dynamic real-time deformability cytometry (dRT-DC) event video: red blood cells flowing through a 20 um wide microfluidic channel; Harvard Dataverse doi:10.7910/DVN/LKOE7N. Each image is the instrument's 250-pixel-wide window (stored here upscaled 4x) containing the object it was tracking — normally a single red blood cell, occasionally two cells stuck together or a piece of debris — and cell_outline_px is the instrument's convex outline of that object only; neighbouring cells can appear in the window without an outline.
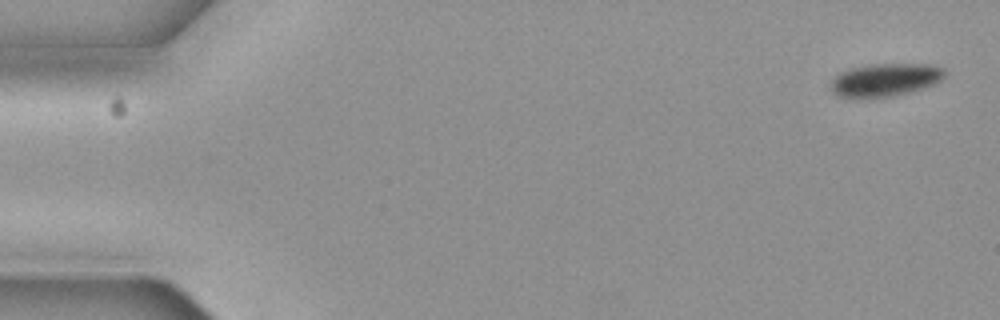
{"species": "common noctule bat (a hibernating species)", "species_latin": "Nyctalus noctula", "temperature_condition": "cold", "stored_images_in_passage": 6, "camera_frame_rate_fps": 3000, "um_per_image_px": 0.085, "animal": {"sex": "female", "body_mass_g": 19.3, "forearm_length_mm": 54.1}, "frame": {"image": 1, "passage_image": 6, "time_ms": 1.667, "image_size_px": [1000, 320], "cell_outline_px": [[944, 76], [940, 80], [924, 88], [892, 96], [836, 96], [828, 88], [832, 80], [840, 72], [852, 68], [872, 64], [928, 64], [944, 68]], "centroid_in_image_um": [75.22, 6.77], "position_along_channel_um": 9.8, "area_um2": 21.44}}